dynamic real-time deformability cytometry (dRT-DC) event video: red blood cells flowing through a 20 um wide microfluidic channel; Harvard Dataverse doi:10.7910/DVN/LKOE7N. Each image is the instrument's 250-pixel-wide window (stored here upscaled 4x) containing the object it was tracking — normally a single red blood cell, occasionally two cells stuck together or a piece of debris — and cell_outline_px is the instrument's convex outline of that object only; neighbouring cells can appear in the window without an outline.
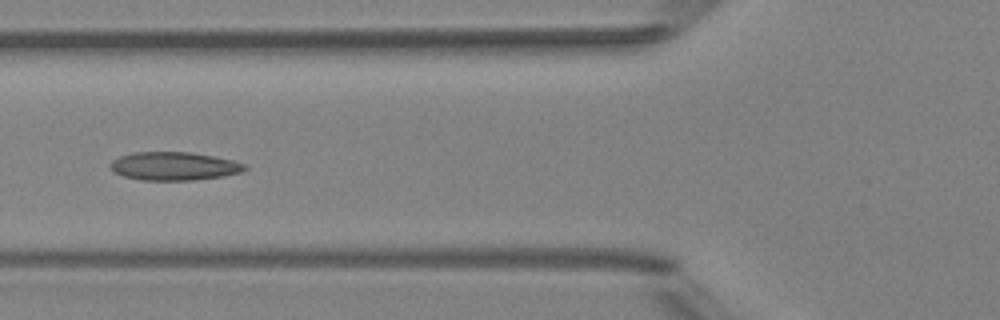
{"species": "Egyptian fruit bat (a non-hibernating species)", "species_latin": "Rousettus aegyptiacus", "temperature_condition": "room temperature", "stored_images_in_passage": 5, "camera_frame_rate_fps": 3000, "um_per_image_px": 0.085, "animal": {"sex": "female"}, "frame": {"image": 1, "passage_image": 5, "time_ms": 4.333, "image_size_px": [1000, 320], "cell_outline_px": [[248, 168], [240, 172], [224, 176], [192, 180], [144, 180], [124, 176], [112, 172], [112, 160], [120, 156], [132, 152], [192, 152], [232, 160], [244, 164]], "centroid_in_image_um": [14.79, 14.12], "position_along_channel_um": 111.0, "area_um2": 22.02}}